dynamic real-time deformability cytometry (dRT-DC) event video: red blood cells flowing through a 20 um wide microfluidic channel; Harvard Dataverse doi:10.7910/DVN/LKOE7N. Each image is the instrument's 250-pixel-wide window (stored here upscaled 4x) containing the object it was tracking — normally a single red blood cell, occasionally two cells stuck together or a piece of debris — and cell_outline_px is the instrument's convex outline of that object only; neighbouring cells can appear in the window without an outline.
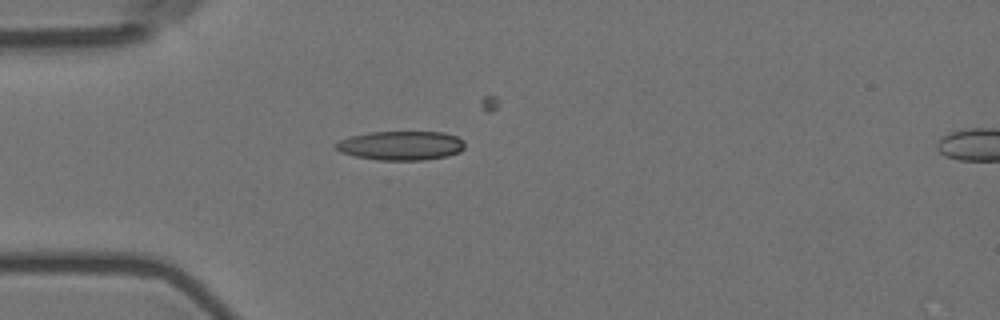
{"species": "Egyptian fruit bat (a non-hibernating species)", "species_latin": "Rousettus aegyptiacus", "temperature_condition": "room temperature", "stored_images_in_passage": 5, "segment_of_instrument_passage": [1, 2], "camera_frame_rate_fps": 3000, "um_per_image_px": 0.085, "animal": {"sex": "female"}, "frame": {"image": 1, "passage_image": 4, "time_ms": 4.333, "image_size_px": [1000, 320], "cell_outline_px": [[464, 148], [460, 152], [448, 156], [424, 160], [376, 160], [356, 156], [340, 152], [332, 144], [340, 140], [352, 136], [372, 132], [444, 132], [456, 136], [464, 140]], "centroid_in_image_um": [34.1, 12.38], "position_along_channel_um": 50.9, "area_um2": 21.96}}